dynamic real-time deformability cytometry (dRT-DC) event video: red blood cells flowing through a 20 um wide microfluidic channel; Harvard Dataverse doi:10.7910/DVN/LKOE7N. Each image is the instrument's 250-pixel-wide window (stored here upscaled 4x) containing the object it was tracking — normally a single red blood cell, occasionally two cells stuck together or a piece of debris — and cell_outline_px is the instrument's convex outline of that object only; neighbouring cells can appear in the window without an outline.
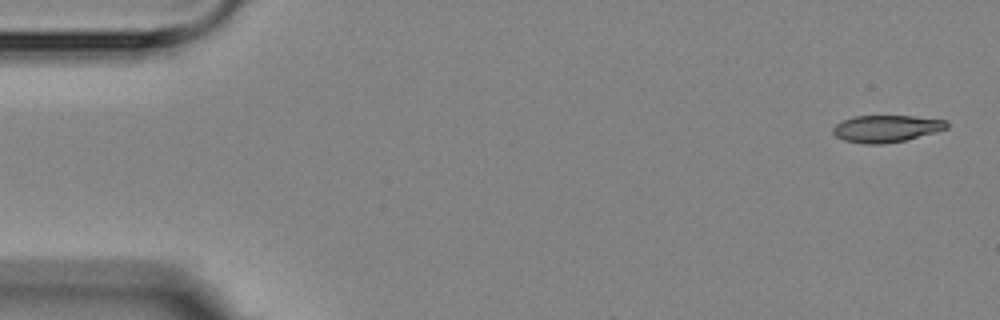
{"species": "Egyptian fruit bat (a non-hibernating species)", "species_latin": "Rousettus aegyptiacus", "temperature_condition": "room temperature", "stored_images_in_passage": 3, "camera_frame_rate_fps": 3000, "um_per_image_px": 0.085, "animal": {"sex": "female"}, "frame": {"image": 1, "passage_image": 1, "time_ms": 0.0, "image_size_px": [1000, 320], "cell_outline_px": [[948, 128], [904, 140], [884, 144], [864, 144], [844, 140], [836, 136], [832, 132], [832, 128], [836, 124], [852, 116], [912, 116], [948, 120]], "centroid_in_image_um": [75.31, 10.93], "position_along_channel_um": 9.7, "area_um2": 17.8}}